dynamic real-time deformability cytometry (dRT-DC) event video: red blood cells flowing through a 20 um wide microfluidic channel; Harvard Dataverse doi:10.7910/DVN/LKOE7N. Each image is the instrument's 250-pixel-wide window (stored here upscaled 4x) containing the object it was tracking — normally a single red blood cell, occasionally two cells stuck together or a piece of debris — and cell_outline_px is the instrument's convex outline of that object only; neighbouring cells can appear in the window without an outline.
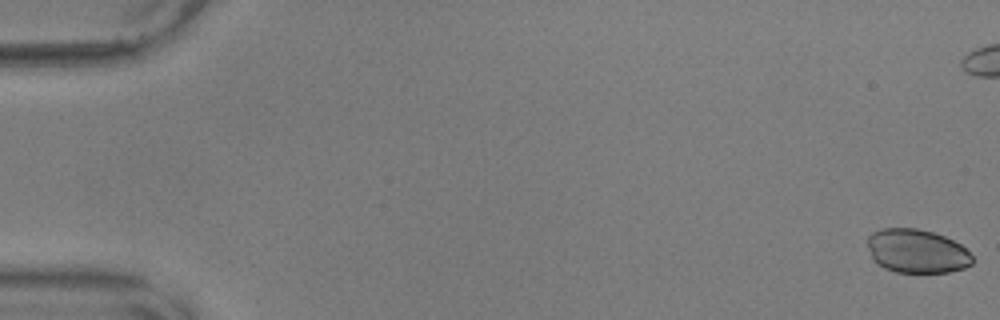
{"species": "common noctule bat (a hibernating species)", "species_latin": "Nyctalus noctula", "temperature_condition": "warm", "stored_images_in_passage": 57, "camera_frame_rate_fps": 3000, "um_per_image_px": 0.085, "animal": {"sex": "male", "body_mass_g": 17.9, "forearm_length_mm": 54.2}, "frame": {"image": 1, "passage_image": 1, "time_ms": 0.0, "image_size_px": [1000, 320], "cell_outline_px": [[972, 264], [964, 268], [948, 272], [896, 272], [884, 268], [876, 264], [872, 260], [868, 248], [868, 236], [872, 232], [884, 228], [916, 228], [932, 232], [944, 236], [960, 244], [972, 256]], "centroid_in_image_um": [77.9, 21.35], "position_along_channel_um": 7.1, "area_um2": 26.76}}
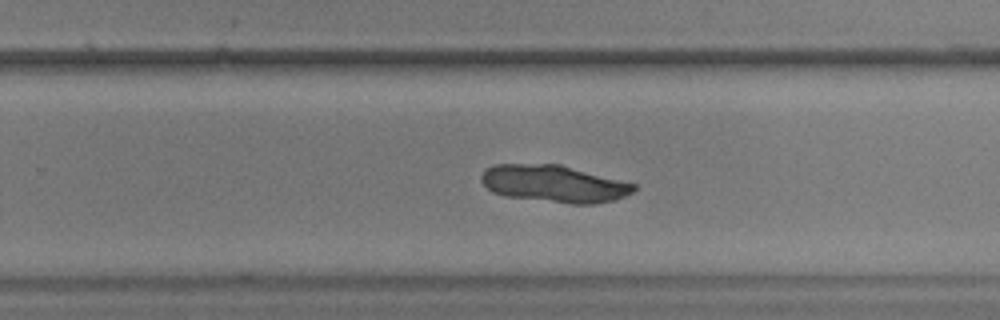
{"frame": {"image": 2, "passage_image": 37, "time_ms": 12.0, "image_size_px": [1000, 320], "cell_outline_px": [[636, 188], [632, 192], [616, 200], [596, 204], [572, 204], [504, 196], [492, 192], [480, 180], [480, 176], [492, 164], [560, 164], [636, 184]], "centroid_in_image_um": [47.09, 15.62], "position_along_channel_um": 282.7, "area_um2": 33.06}}
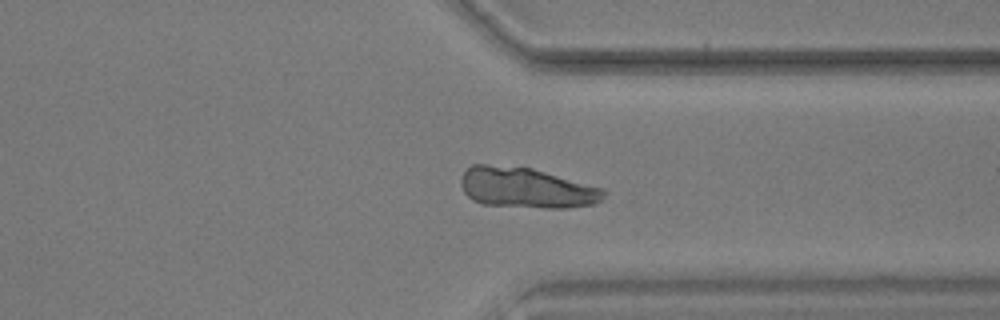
{"frame": {"image": 3, "passage_image": 44, "time_ms": 14.333, "image_size_px": [1000, 320], "cell_outline_px": [[608, 192], [600, 200], [592, 204], [568, 208], [544, 208], [480, 204], [472, 200], [464, 192], [460, 184], [460, 180], [464, 172], [472, 164], [488, 164], [532, 168], [604, 188]], "centroid_in_image_um": [44.73, 15.97], "position_along_channel_um": 366.7, "area_um2": 33.87}}